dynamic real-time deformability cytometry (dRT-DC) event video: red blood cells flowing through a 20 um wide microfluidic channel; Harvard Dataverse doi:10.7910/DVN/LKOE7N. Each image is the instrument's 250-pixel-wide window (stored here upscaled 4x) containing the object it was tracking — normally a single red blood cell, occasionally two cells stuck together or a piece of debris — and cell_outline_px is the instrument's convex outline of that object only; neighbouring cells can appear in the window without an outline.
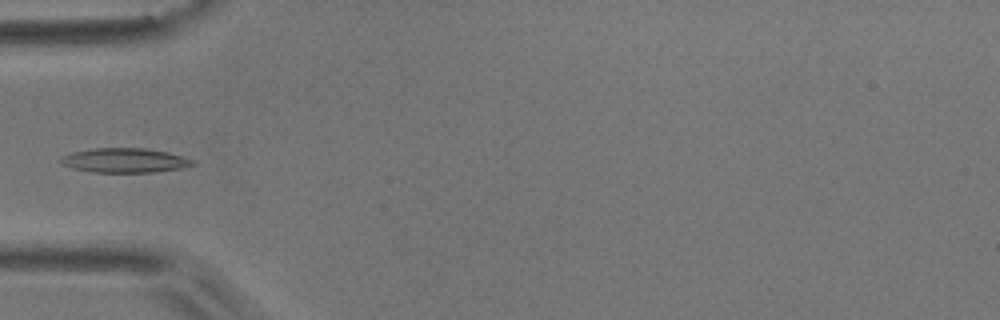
{"species": "common noctule bat (a hibernating species)", "species_latin": "Nyctalus noctula", "temperature_condition": "room temperature", "stored_images_in_passage": 2, "camera_frame_rate_fps": 3000, "um_per_image_px": 0.085, "animal": {"sex": "male", "body_mass_g": 17.9}, "frame": {"image": 1, "passage_image": 2, "time_ms": 0.333, "image_size_px": [1000, 320], "cell_outline_px": [[196, 164], [180, 168], [156, 172], [92, 172], [72, 168], [64, 164], [60, 160], [64, 156], [72, 152], [92, 148], [144, 148], [168, 152], [196, 160]], "centroid_in_image_um": [10.65, 13.63], "position_along_channel_um": 74.4, "area_um2": 18.73}}